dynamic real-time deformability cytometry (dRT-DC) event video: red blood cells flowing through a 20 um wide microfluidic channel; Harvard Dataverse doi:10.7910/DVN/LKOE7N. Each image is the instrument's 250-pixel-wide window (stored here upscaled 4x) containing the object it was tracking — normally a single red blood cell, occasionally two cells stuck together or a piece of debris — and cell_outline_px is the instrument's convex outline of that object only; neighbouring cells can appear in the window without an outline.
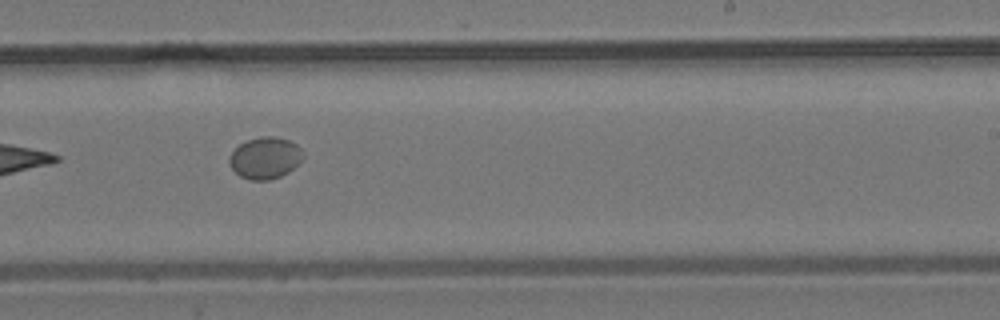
{"species": "common noctule bat (a hibernating species)", "species_latin": "Nyctalus noctula", "temperature_condition": "room temperature", "stored_images_in_passage": 8, "camera_frame_rate_fps": 3000, "um_per_image_px": 0.085, "animal": {"sex": "male", "body_mass_g": 19.2, "forearm_length_mm": 51.8}, "frame": {"image": 1, "passage_image": 7, "time_ms": 8.0, "image_size_px": [1000, 320], "cell_outline_px": [[304, 156], [288, 172], [280, 176], [268, 180], [248, 180], [240, 176], [228, 164], [228, 156], [240, 144], [248, 140], [260, 136], [272, 136], [288, 140], [296, 144], [304, 152]], "centroid_in_image_um": [22.51, 13.42], "position_along_channel_um": 266.5, "area_um2": 17.8}}
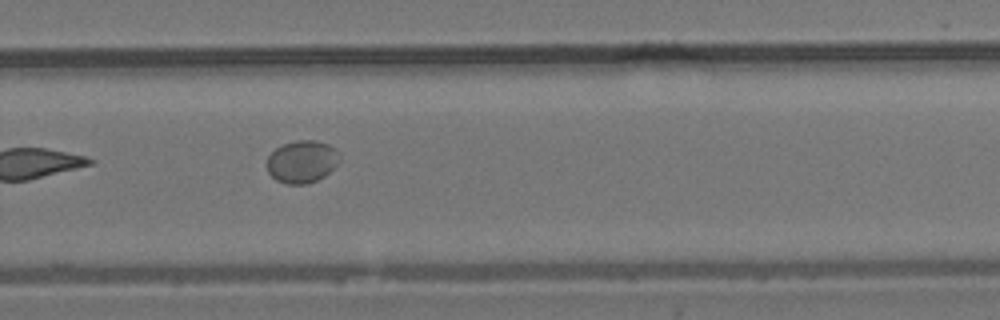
{"frame": {"image": 2, "passage_image": 8, "time_ms": 9.0, "image_size_px": [1000, 320], "cell_outline_px": [[340, 160], [324, 176], [316, 180], [304, 184], [288, 184], [276, 180], [268, 172], [264, 164], [268, 156], [276, 148], [284, 144], [296, 140], [316, 140], [328, 144], [336, 148], [340, 156]], "centroid_in_image_um": [25.64, 13.73], "position_along_channel_um": 304.2, "area_um2": 18.03}}